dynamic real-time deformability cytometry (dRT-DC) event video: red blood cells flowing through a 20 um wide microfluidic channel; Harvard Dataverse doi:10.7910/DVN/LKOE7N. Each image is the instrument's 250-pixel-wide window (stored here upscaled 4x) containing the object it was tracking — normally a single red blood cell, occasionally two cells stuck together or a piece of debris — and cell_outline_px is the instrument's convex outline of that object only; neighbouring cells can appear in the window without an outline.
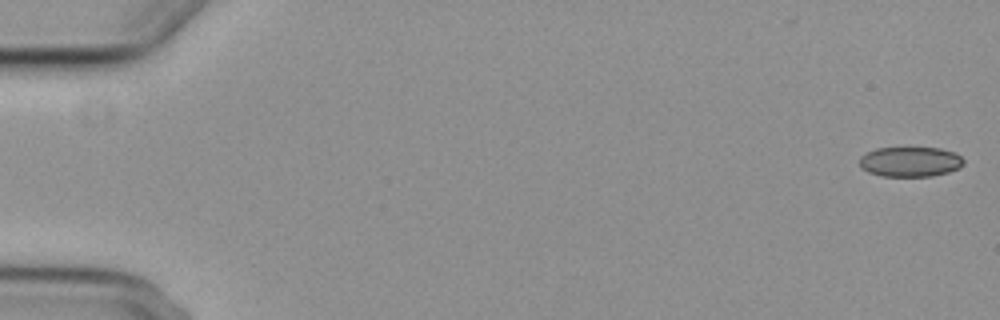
{"species": "common noctule bat (a hibernating species)", "species_latin": "Nyctalus noctula", "temperature_condition": "cold", "stored_images_in_passage": 9, "camera_frame_rate_fps": 3000, "um_per_image_px": 0.085, "animal": {"sex": "female", "body_mass_g": 29.2, "forearm_length_mm": 56.3}, "frame": {"image": 1, "passage_image": 1, "time_ms": 0.0, "image_size_px": [1000, 320], "cell_outline_px": [[964, 164], [960, 168], [948, 172], [932, 176], [880, 176], [868, 172], [860, 168], [860, 156], [876, 148], [940, 148], [956, 152], [964, 160]], "centroid_in_image_um": [77.38, 13.75], "position_along_channel_um": 7.6, "area_um2": 18.32}}
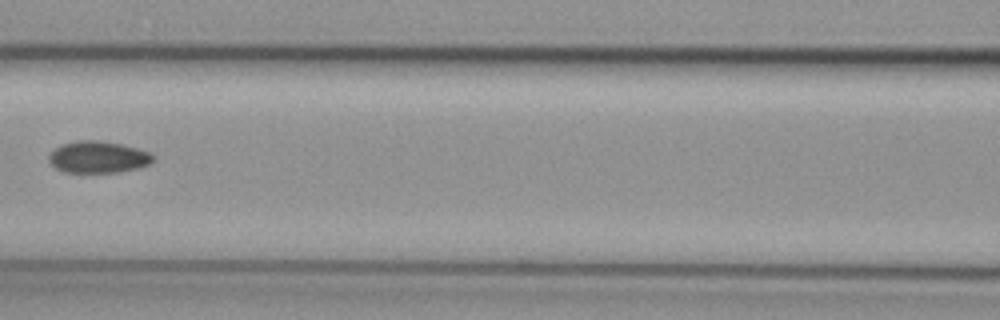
{"frame": {"image": 2, "passage_image": 8, "time_ms": 8.333, "image_size_px": [1000, 320], "cell_outline_px": [[156, 156], [148, 164], [140, 168], [120, 172], [64, 172], [56, 168], [48, 160], [48, 156], [60, 144], [76, 140], [100, 140], [120, 144], [152, 152]], "centroid_in_image_um": [8.36, 13.34], "position_along_channel_um": 158.2, "area_um2": 19.42}}
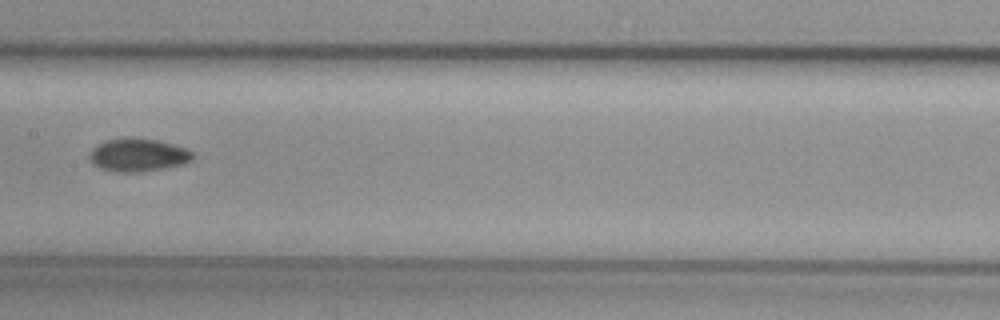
{"frame": {"image": 3, "passage_image": 9, "time_ms": 9.333, "image_size_px": [1000, 320], "cell_outline_px": [[192, 160], [184, 164], [164, 168], [140, 172], [116, 172], [100, 168], [92, 164], [88, 160], [88, 156], [92, 148], [104, 140], [124, 136], [156, 140], [188, 148], [192, 152]], "centroid_in_image_um": [11.68, 13.16], "position_along_channel_um": 195.7, "area_um2": 20.23}}